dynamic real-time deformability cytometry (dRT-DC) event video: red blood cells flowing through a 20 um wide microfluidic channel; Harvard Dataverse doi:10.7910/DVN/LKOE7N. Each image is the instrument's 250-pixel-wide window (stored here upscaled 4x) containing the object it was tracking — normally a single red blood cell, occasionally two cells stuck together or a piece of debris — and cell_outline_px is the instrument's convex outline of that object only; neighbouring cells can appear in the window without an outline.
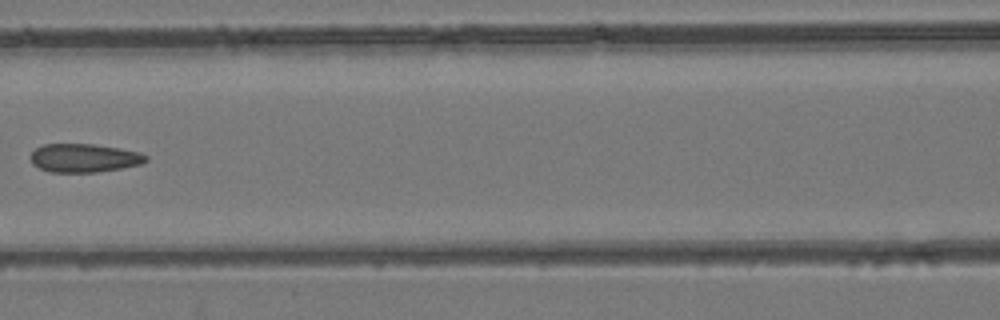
{"species": "common noctule bat (a hibernating species)", "species_latin": "Nyctalus noctula", "temperature_condition": "room temperature", "stored_images_in_passage": 9, "camera_frame_rate_fps": 3000, "um_per_image_px": 0.085, "animal": {"sex": "female", "body_mass_g": 24.6, "forearm_length_mm": 56.2}, "frame": {"image": 1, "passage_image": 8, "time_ms": 2.333, "image_size_px": [1000, 320], "cell_outline_px": [[148, 160], [140, 164], [120, 168], [96, 172], [52, 172], [40, 168], [32, 164], [32, 152], [36, 148], [44, 144], [92, 144], [120, 148], [140, 152], [148, 156]], "centroid_in_image_um": [7.17, 13.42], "position_along_channel_um": 159.4, "area_um2": 19.02}}
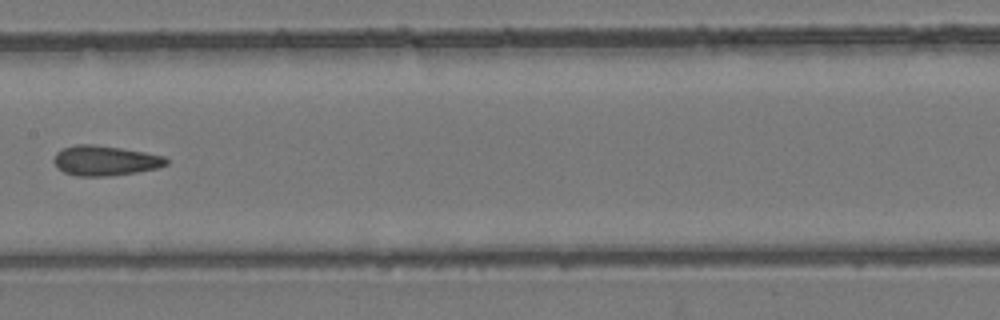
{"frame": {"image": 2, "passage_image": 9, "time_ms": 2.667, "image_size_px": [1000, 320], "cell_outline_px": [[168, 164], [156, 168], [136, 172], [108, 176], [76, 176], [64, 172], [52, 160], [56, 152], [64, 148], [76, 144], [96, 144], [144, 152], [164, 156], [168, 160]], "centroid_in_image_um": [8.92, 13.64], "position_along_channel_um": 198.5, "area_um2": 19.54}}